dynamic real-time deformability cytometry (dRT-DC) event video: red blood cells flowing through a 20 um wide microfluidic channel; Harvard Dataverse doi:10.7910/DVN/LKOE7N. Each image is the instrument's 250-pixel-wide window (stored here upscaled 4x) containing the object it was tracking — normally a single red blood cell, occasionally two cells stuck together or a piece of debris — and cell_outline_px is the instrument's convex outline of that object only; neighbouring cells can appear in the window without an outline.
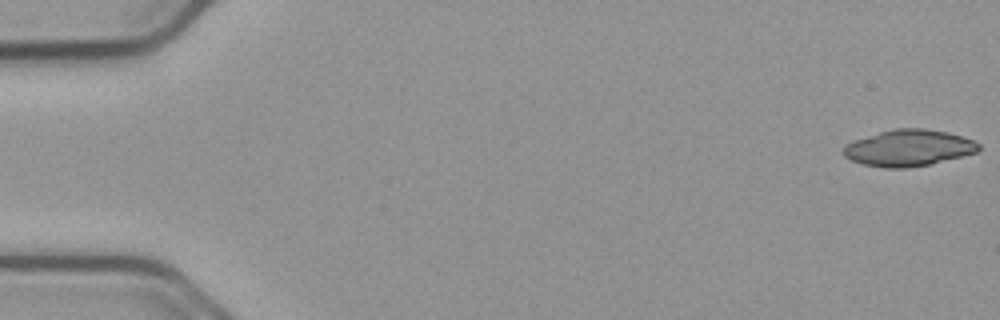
{"species": "common noctule bat (a hibernating species)", "species_latin": "Nyctalus noctula", "temperature_condition": "cold", "stored_images_in_passage": 54, "camera_frame_rate_fps": 3000, "um_per_image_px": 0.085, "animal": {"sex": "male", "body_mass_g": 23.1, "forearm_length_mm": 52.7}, "frame": {"image": 1, "passage_image": 1, "time_ms": 0.0, "image_size_px": [1000, 320], "cell_outline_px": [[980, 148], [976, 152], [928, 164], [908, 168], [884, 168], [864, 164], [852, 160], [844, 156], [844, 148], [848, 144], [856, 140], [892, 128], [924, 128], [948, 132], [964, 136], [976, 140], [980, 144]], "centroid_in_image_um": [77.28, 12.56], "position_along_channel_um": 7.7, "area_um2": 28.44}, "authors_computed_cell_mechanics": {"area_um2": 29.7381, "velocity_mm_per_s": 3.7753, "shape_relaxation_time_tau1_ms": 0.3921, "shape_relaxation_time_tau2_ms": null, "deformation_change_tau1": 0.2586, "deformation_change_tau2": null}}